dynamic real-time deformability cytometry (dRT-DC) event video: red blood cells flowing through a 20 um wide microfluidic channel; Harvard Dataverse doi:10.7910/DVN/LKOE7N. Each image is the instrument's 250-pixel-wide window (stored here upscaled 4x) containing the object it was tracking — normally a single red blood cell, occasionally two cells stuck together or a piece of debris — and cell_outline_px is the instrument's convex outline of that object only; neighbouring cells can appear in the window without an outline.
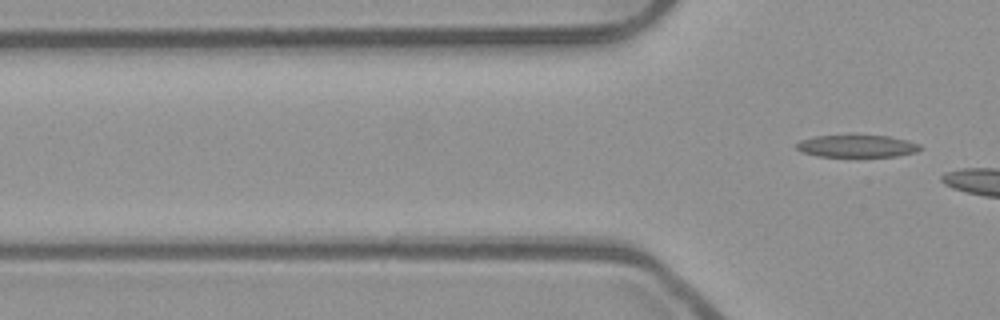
{"species": "common noctule bat (a hibernating species)", "species_latin": "Nyctalus noctula", "temperature_condition": "room temperature", "stored_images_in_passage": 11, "segment_of_instrument_passage": [2, 2], "camera_frame_rate_fps": 3000, "um_per_image_px": 0.085, "animal": {"sex": "male", "body_mass_g": 23.1, "forearm_length_mm": 52.7}, "frame": {"image": 1, "passage_image": 11, "time_ms": 3.333, "image_size_px": [1000, 320], "cell_outline_px": [[924, 148], [916, 152], [896, 156], [816, 156], [804, 152], [796, 148], [796, 144], [800, 140], [816, 136], [888, 136], [908, 140], [920, 144]], "centroid_in_image_um": [72.88, 12.42], "position_along_channel_um": 52.9, "area_um2": 15.84}}